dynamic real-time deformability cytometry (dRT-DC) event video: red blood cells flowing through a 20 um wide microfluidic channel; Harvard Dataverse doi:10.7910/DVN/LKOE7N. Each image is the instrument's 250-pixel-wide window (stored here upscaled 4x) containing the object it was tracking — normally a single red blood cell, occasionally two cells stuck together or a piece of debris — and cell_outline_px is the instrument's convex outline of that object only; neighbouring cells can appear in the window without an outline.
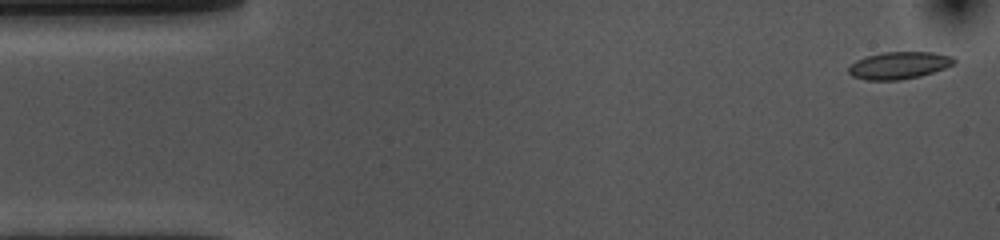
{"species": "common noctule bat (a hibernating species)", "species_latin": "Nyctalus noctula", "temperature_condition": "cold", "stored_images_in_passage": 55, "camera_frame_rate_fps": 3000, "um_per_image_px": 0.085, "animal": {"sex": "female", "body_mass_g": 10.0, "forearm_length_mm": 53.1}, "frame": {"image": 1, "passage_image": 2, "time_ms": 0.333, "image_size_px": [1000, 240], "cell_outline_px": [[956, 64], [920, 76], [900, 80], [864, 80], [852, 76], [848, 72], [848, 68], [856, 60], [868, 56], [884, 52], [932, 52], [952, 56], [956, 60]], "centroid_in_image_um": [76.43, 5.56], "position_along_channel_um": 8.6, "area_um2": 16.7}}
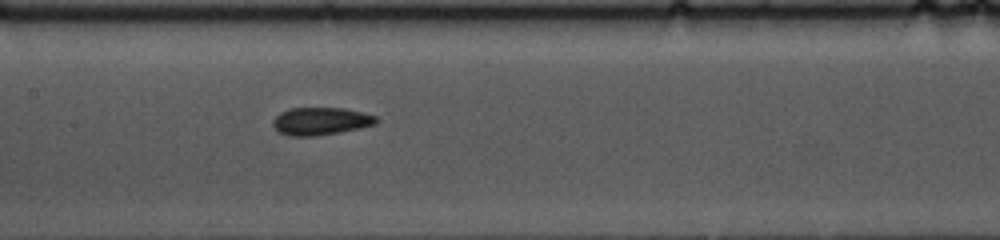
{"frame": {"image": 2, "passage_image": 25, "time_ms": 8.0, "image_size_px": [1000, 240], "cell_outline_px": [[376, 124], [360, 128], [316, 136], [288, 136], [280, 132], [272, 124], [276, 116], [280, 112], [292, 108], [344, 108], [376, 116]], "centroid_in_image_um": [27.24, 10.3], "position_along_channel_um": 180.2, "area_um2": 16.42}}
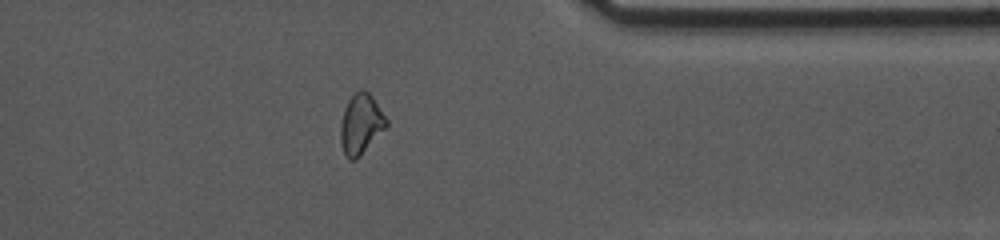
{"frame": {"image": 3, "passage_image": 43, "time_ms": 14.0, "image_size_px": [1000, 240], "cell_outline_px": [[388, 124], [360, 156], [356, 160], [348, 160], [340, 144], [340, 124], [344, 108], [348, 100], [360, 88], [364, 88], [372, 96], [388, 120]], "centroid_in_image_um": [30.65, 10.54], "position_along_channel_um": 380.7, "area_um2": 16.07}, "authors_computed_cell_mechanics": {"area_um2": 16.2996, "velocity_mm_per_s": 3.5961, "shape_relaxation_time_tau1_ms": 4.8279, "shape_relaxation_time_tau2_ms": 3.8965, "deformation_change_tau1": 0.1071, "deformation_change_tau2": 0.0698}}